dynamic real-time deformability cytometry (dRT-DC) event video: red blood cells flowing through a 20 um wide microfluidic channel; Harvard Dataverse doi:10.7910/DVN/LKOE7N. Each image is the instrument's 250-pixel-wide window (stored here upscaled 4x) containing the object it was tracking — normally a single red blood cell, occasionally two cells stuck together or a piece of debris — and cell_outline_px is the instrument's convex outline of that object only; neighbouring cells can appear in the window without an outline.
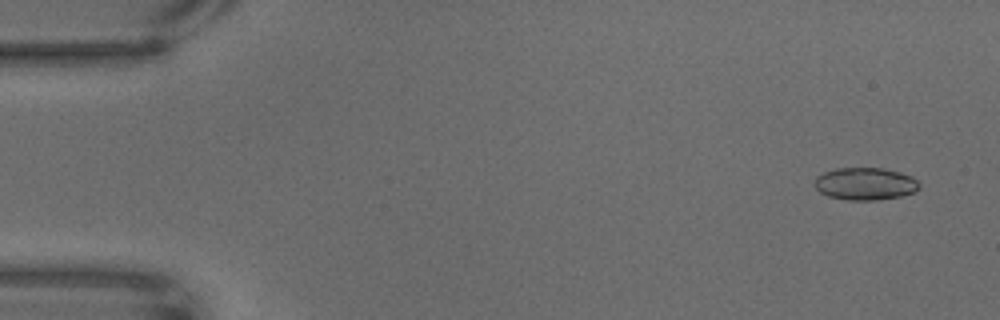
{"species": "common noctule bat (a hibernating species)", "species_latin": "Nyctalus noctula", "temperature_condition": "warm", "stored_images_in_passage": 67, "camera_frame_rate_fps": 3000, "um_per_image_px": 0.085, "animal": {"sex": "male", "body_mass_g": 18.8}, "frame": {"image": 1, "passage_image": 4, "time_ms": 1.0, "image_size_px": [1000, 320], "cell_outline_px": [[920, 188], [912, 192], [900, 196], [876, 200], [848, 200], [828, 196], [820, 192], [812, 184], [816, 176], [824, 172], [836, 168], [884, 168], [900, 172], [912, 176], [920, 184]], "centroid_in_image_um": [73.51, 15.61], "position_along_channel_um": 11.5, "area_um2": 19.88}}
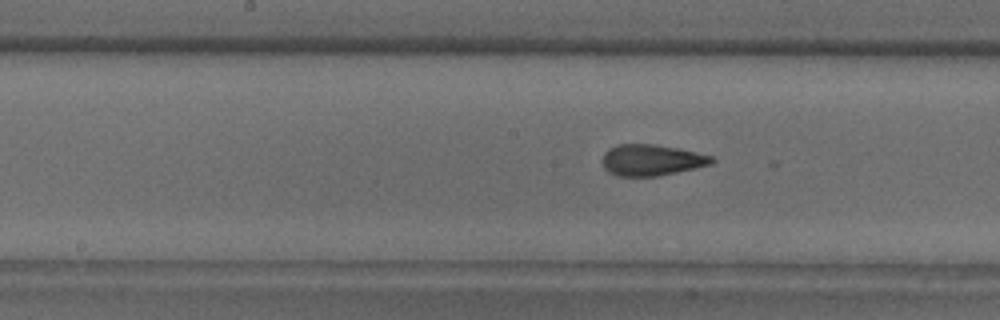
{"frame": {"image": 2, "passage_image": 34, "time_ms": 11.0, "image_size_px": [1000, 320], "cell_outline_px": [[716, 160], [712, 164], [676, 172], [656, 176], [616, 176], [608, 172], [604, 168], [604, 152], [608, 148], [616, 144], [652, 144], [676, 148], [696, 152], [712, 156]], "centroid_in_image_um": [55.36, 13.6], "position_along_channel_um": 192.8, "area_um2": 19.77}}
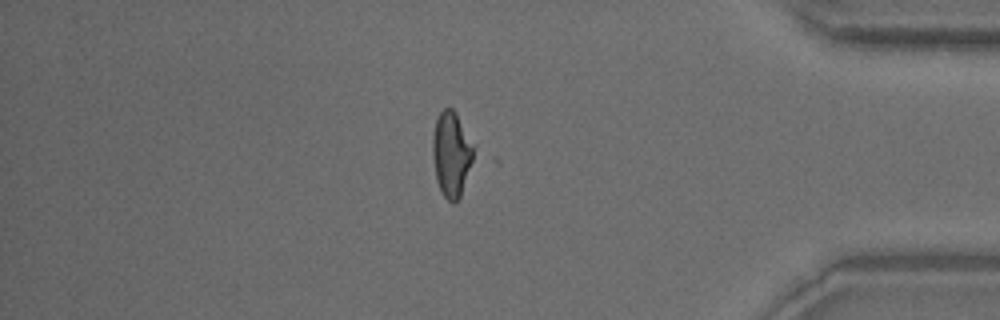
{"frame": {"image": 3, "passage_image": 57, "time_ms": 18.667, "image_size_px": [1000, 320], "cell_outline_px": [[476, 144], [472, 160], [460, 196], [456, 204], [452, 204], [444, 196], [436, 180], [432, 156], [432, 136], [436, 120], [440, 112], [444, 108], [452, 108], [456, 112]], "centroid_in_image_um": [38.38, 13.06], "position_along_channel_um": 396.8, "area_um2": 20.63}}